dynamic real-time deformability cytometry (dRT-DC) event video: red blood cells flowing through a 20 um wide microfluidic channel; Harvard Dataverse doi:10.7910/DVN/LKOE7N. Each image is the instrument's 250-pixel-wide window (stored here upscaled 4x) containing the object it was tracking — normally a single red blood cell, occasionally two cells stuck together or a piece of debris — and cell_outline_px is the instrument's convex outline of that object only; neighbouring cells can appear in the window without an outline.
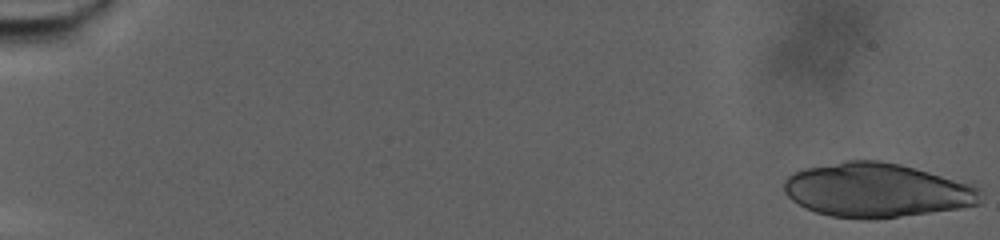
{"species": "human", "species_latin": "Homo sapiens", "temperature_condition": "warm", "stored_images_in_passage": 31, "camera_frame_rate_fps": 3000, "um_per_image_px": 0.085, "donor": {"sex": "male"}, "frame": {"image": 1, "passage_image": 1, "time_ms": 0.0, "image_size_px": [1000, 240], "cell_outline_px": [[980, 204], [960, 208], [872, 220], [864, 220], [832, 216], [816, 212], [804, 208], [792, 200], [784, 192], [784, 180], [792, 172], [804, 168], [848, 160], [880, 160], [900, 164], [972, 180], [980, 188]], "centroid_in_image_um": [74.6, 16.15], "position_along_channel_um": 10.4, "area_um2": 63.35}}
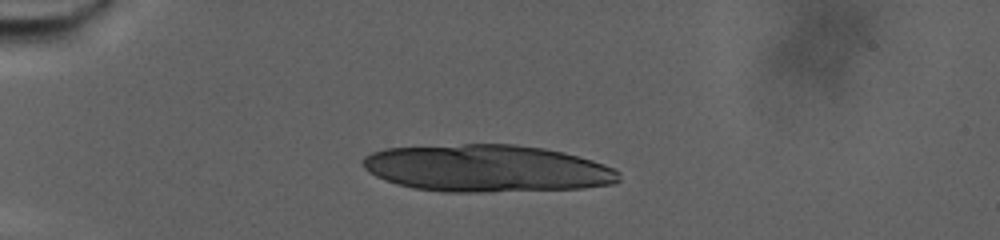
{"frame": {"image": 2, "passage_image": 22, "time_ms": 7.0, "image_size_px": [1000, 240], "cell_outline_px": [[620, 180], [616, 184], [584, 188], [480, 192], [444, 192], [412, 188], [396, 184], [384, 180], [368, 172], [364, 168], [364, 156], [372, 152], [384, 148], [464, 144], [512, 144], [544, 148], [564, 152], [592, 160], [604, 164], [620, 172]], "centroid_in_image_um": [41.39, 14.31], "position_along_channel_um": 43.6, "area_um2": 70.75}}